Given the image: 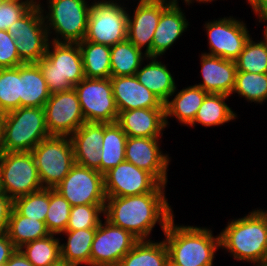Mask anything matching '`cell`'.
Returning <instances> with one entry per match:
<instances>
[{"instance_id":"4316f807","label":"cell","mask_w":267,"mask_h":266,"mask_svg":"<svg viewBox=\"0 0 267 266\" xmlns=\"http://www.w3.org/2000/svg\"><path fill=\"white\" fill-rule=\"evenodd\" d=\"M128 136L121 126L115 123H104L103 145L100 151V173L125 161V146Z\"/></svg>"},{"instance_id":"8992f818","label":"cell","mask_w":267,"mask_h":266,"mask_svg":"<svg viewBox=\"0 0 267 266\" xmlns=\"http://www.w3.org/2000/svg\"><path fill=\"white\" fill-rule=\"evenodd\" d=\"M48 14H43L48 35L53 30L52 42L79 43L84 40L91 5L86 0H47ZM52 28V29H51ZM60 35V37H59ZM63 39V40H62Z\"/></svg>"},{"instance_id":"681fc988","label":"cell","mask_w":267,"mask_h":266,"mask_svg":"<svg viewBox=\"0 0 267 266\" xmlns=\"http://www.w3.org/2000/svg\"><path fill=\"white\" fill-rule=\"evenodd\" d=\"M138 1H139L138 4H154V3H160V2H163V1H171V0H138Z\"/></svg>"},{"instance_id":"11a10c76","label":"cell","mask_w":267,"mask_h":266,"mask_svg":"<svg viewBox=\"0 0 267 266\" xmlns=\"http://www.w3.org/2000/svg\"><path fill=\"white\" fill-rule=\"evenodd\" d=\"M257 266H267V261H265V262H263V263H261V264H259Z\"/></svg>"},{"instance_id":"bcb514c9","label":"cell","mask_w":267,"mask_h":266,"mask_svg":"<svg viewBox=\"0 0 267 266\" xmlns=\"http://www.w3.org/2000/svg\"><path fill=\"white\" fill-rule=\"evenodd\" d=\"M4 266H33L23 253L17 249Z\"/></svg>"},{"instance_id":"ac0fdd59","label":"cell","mask_w":267,"mask_h":266,"mask_svg":"<svg viewBox=\"0 0 267 266\" xmlns=\"http://www.w3.org/2000/svg\"><path fill=\"white\" fill-rule=\"evenodd\" d=\"M168 2V3H167ZM172 1H163L154 4H138L134 10L133 18L128 15V35L127 39L148 57H152L153 35L158 26L163 10Z\"/></svg>"},{"instance_id":"8d00e7d4","label":"cell","mask_w":267,"mask_h":266,"mask_svg":"<svg viewBox=\"0 0 267 266\" xmlns=\"http://www.w3.org/2000/svg\"><path fill=\"white\" fill-rule=\"evenodd\" d=\"M20 108V65L0 69V111Z\"/></svg>"},{"instance_id":"7dc6e473","label":"cell","mask_w":267,"mask_h":266,"mask_svg":"<svg viewBox=\"0 0 267 266\" xmlns=\"http://www.w3.org/2000/svg\"><path fill=\"white\" fill-rule=\"evenodd\" d=\"M49 266H77V265L70 263L67 260L60 257L57 261L53 262Z\"/></svg>"},{"instance_id":"44dd1931","label":"cell","mask_w":267,"mask_h":266,"mask_svg":"<svg viewBox=\"0 0 267 266\" xmlns=\"http://www.w3.org/2000/svg\"><path fill=\"white\" fill-rule=\"evenodd\" d=\"M117 123L128 137H161L167 127L165 108H140L121 111Z\"/></svg>"},{"instance_id":"836d02e7","label":"cell","mask_w":267,"mask_h":266,"mask_svg":"<svg viewBox=\"0 0 267 266\" xmlns=\"http://www.w3.org/2000/svg\"><path fill=\"white\" fill-rule=\"evenodd\" d=\"M60 244V238L50 234L24 244L19 250L33 266H49L61 257Z\"/></svg>"},{"instance_id":"f6af8a7d","label":"cell","mask_w":267,"mask_h":266,"mask_svg":"<svg viewBox=\"0 0 267 266\" xmlns=\"http://www.w3.org/2000/svg\"><path fill=\"white\" fill-rule=\"evenodd\" d=\"M247 2H249L252 10L257 14L259 23L260 21L267 23V0H247ZM264 30H267V24Z\"/></svg>"},{"instance_id":"d590c367","label":"cell","mask_w":267,"mask_h":266,"mask_svg":"<svg viewBox=\"0 0 267 266\" xmlns=\"http://www.w3.org/2000/svg\"><path fill=\"white\" fill-rule=\"evenodd\" d=\"M233 93L245 97L249 102H264L267 100V73L236 71Z\"/></svg>"},{"instance_id":"ffe728a7","label":"cell","mask_w":267,"mask_h":266,"mask_svg":"<svg viewBox=\"0 0 267 266\" xmlns=\"http://www.w3.org/2000/svg\"><path fill=\"white\" fill-rule=\"evenodd\" d=\"M203 82L196 84L207 93L230 96L235 85L236 63L233 60L201 54Z\"/></svg>"},{"instance_id":"3957f363","label":"cell","mask_w":267,"mask_h":266,"mask_svg":"<svg viewBox=\"0 0 267 266\" xmlns=\"http://www.w3.org/2000/svg\"><path fill=\"white\" fill-rule=\"evenodd\" d=\"M219 235L220 247L227 249L234 259L256 266L267 261V226L257 210L228 222Z\"/></svg>"},{"instance_id":"6da1fadb","label":"cell","mask_w":267,"mask_h":266,"mask_svg":"<svg viewBox=\"0 0 267 266\" xmlns=\"http://www.w3.org/2000/svg\"><path fill=\"white\" fill-rule=\"evenodd\" d=\"M165 187L160 184L153 192L141 195L106 197L103 215L138 240H151L148 238L156 223L159 222L164 232L174 217L165 196Z\"/></svg>"},{"instance_id":"d4e9b609","label":"cell","mask_w":267,"mask_h":266,"mask_svg":"<svg viewBox=\"0 0 267 266\" xmlns=\"http://www.w3.org/2000/svg\"><path fill=\"white\" fill-rule=\"evenodd\" d=\"M50 92L37 63L20 65V107H44Z\"/></svg>"},{"instance_id":"f35d334b","label":"cell","mask_w":267,"mask_h":266,"mask_svg":"<svg viewBox=\"0 0 267 266\" xmlns=\"http://www.w3.org/2000/svg\"><path fill=\"white\" fill-rule=\"evenodd\" d=\"M13 208L22 216L45 223L49 208V189L43 188L37 192L14 199Z\"/></svg>"},{"instance_id":"e0dca14e","label":"cell","mask_w":267,"mask_h":266,"mask_svg":"<svg viewBox=\"0 0 267 266\" xmlns=\"http://www.w3.org/2000/svg\"><path fill=\"white\" fill-rule=\"evenodd\" d=\"M160 137H128L125 161L151 173L161 184H167L169 155L159 148Z\"/></svg>"},{"instance_id":"ee69618b","label":"cell","mask_w":267,"mask_h":266,"mask_svg":"<svg viewBox=\"0 0 267 266\" xmlns=\"http://www.w3.org/2000/svg\"><path fill=\"white\" fill-rule=\"evenodd\" d=\"M16 250L7 233L0 232V266H4Z\"/></svg>"},{"instance_id":"816d5d0a","label":"cell","mask_w":267,"mask_h":266,"mask_svg":"<svg viewBox=\"0 0 267 266\" xmlns=\"http://www.w3.org/2000/svg\"><path fill=\"white\" fill-rule=\"evenodd\" d=\"M164 266H179L178 264H176L173 260H171L169 257L167 259V261L165 262Z\"/></svg>"},{"instance_id":"30bf717a","label":"cell","mask_w":267,"mask_h":266,"mask_svg":"<svg viewBox=\"0 0 267 266\" xmlns=\"http://www.w3.org/2000/svg\"><path fill=\"white\" fill-rule=\"evenodd\" d=\"M73 88L77 93L86 122H117L119 113L115 104L110 78L85 77Z\"/></svg>"},{"instance_id":"c3c4849f","label":"cell","mask_w":267,"mask_h":266,"mask_svg":"<svg viewBox=\"0 0 267 266\" xmlns=\"http://www.w3.org/2000/svg\"><path fill=\"white\" fill-rule=\"evenodd\" d=\"M5 113L0 111V147L3 139V125H4Z\"/></svg>"},{"instance_id":"8fae6325","label":"cell","mask_w":267,"mask_h":266,"mask_svg":"<svg viewBox=\"0 0 267 266\" xmlns=\"http://www.w3.org/2000/svg\"><path fill=\"white\" fill-rule=\"evenodd\" d=\"M5 194L12 200L43 189L31 152H1Z\"/></svg>"},{"instance_id":"7a4b0ae2","label":"cell","mask_w":267,"mask_h":266,"mask_svg":"<svg viewBox=\"0 0 267 266\" xmlns=\"http://www.w3.org/2000/svg\"><path fill=\"white\" fill-rule=\"evenodd\" d=\"M164 242L169 258L179 266H213V259L220 247V235L197 226H182L169 221L164 231Z\"/></svg>"},{"instance_id":"52a82bcc","label":"cell","mask_w":267,"mask_h":266,"mask_svg":"<svg viewBox=\"0 0 267 266\" xmlns=\"http://www.w3.org/2000/svg\"><path fill=\"white\" fill-rule=\"evenodd\" d=\"M43 188L54 189L75 164L70 136L51 135L31 151Z\"/></svg>"},{"instance_id":"e575fe53","label":"cell","mask_w":267,"mask_h":266,"mask_svg":"<svg viewBox=\"0 0 267 266\" xmlns=\"http://www.w3.org/2000/svg\"><path fill=\"white\" fill-rule=\"evenodd\" d=\"M262 41L255 42L252 37L247 40L243 51L235 60L237 71L248 73H267V35Z\"/></svg>"},{"instance_id":"d6a6232c","label":"cell","mask_w":267,"mask_h":266,"mask_svg":"<svg viewBox=\"0 0 267 266\" xmlns=\"http://www.w3.org/2000/svg\"><path fill=\"white\" fill-rule=\"evenodd\" d=\"M96 228L81 230H66L68 239L66 244H60L61 258L77 266L85 264L90 266L91 247Z\"/></svg>"},{"instance_id":"db71d44e","label":"cell","mask_w":267,"mask_h":266,"mask_svg":"<svg viewBox=\"0 0 267 266\" xmlns=\"http://www.w3.org/2000/svg\"><path fill=\"white\" fill-rule=\"evenodd\" d=\"M257 211L265 218L266 226H267V210L257 209Z\"/></svg>"},{"instance_id":"cb8c5ba5","label":"cell","mask_w":267,"mask_h":266,"mask_svg":"<svg viewBox=\"0 0 267 266\" xmlns=\"http://www.w3.org/2000/svg\"><path fill=\"white\" fill-rule=\"evenodd\" d=\"M176 90L170 95L175 96L172 100H168L165 105V122L168 125V118L175 117L181 124L190 125L202 105L205 96L208 94L197 85L183 88L174 95Z\"/></svg>"},{"instance_id":"603a6c76","label":"cell","mask_w":267,"mask_h":266,"mask_svg":"<svg viewBox=\"0 0 267 266\" xmlns=\"http://www.w3.org/2000/svg\"><path fill=\"white\" fill-rule=\"evenodd\" d=\"M181 10L177 1L163 10L153 35L152 57L163 55L188 28L189 22Z\"/></svg>"},{"instance_id":"f5cc1de1","label":"cell","mask_w":267,"mask_h":266,"mask_svg":"<svg viewBox=\"0 0 267 266\" xmlns=\"http://www.w3.org/2000/svg\"><path fill=\"white\" fill-rule=\"evenodd\" d=\"M192 1L194 0H188L187 2H185L187 5H190V3H193ZM196 2H202V3H208V2H211V1H214V0H195Z\"/></svg>"},{"instance_id":"f907efd6","label":"cell","mask_w":267,"mask_h":266,"mask_svg":"<svg viewBox=\"0 0 267 266\" xmlns=\"http://www.w3.org/2000/svg\"><path fill=\"white\" fill-rule=\"evenodd\" d=\"M5 194L4 186H3V179H2V171H1V152H0V195Z\"/></svg>"},{"instance_id":"6f0895ef","label":"cell","mask_w":267,"mask_h":266,"mask_svg":"<svg viewBox=\"0 0 267 266\" xmlns=\"http://www.w3.org/2000/svg\"><path fill=\"white\" fill-rule=\"evenodd\" d=\"M5 0H0V5L4 3Z\"/></svg>"},{"instance_id":"f1b7e54d","label":"cell","mask_w":267,"mask_h":266,"mask_svg":"<svg viewBox=\"0 0 267 266\" xmlns=\"http://www.w3.org/2000/svg\"><path fill=\"white\" fill-rule=\"evenodd\" d=\"M169 257L164 240H139L120 260L118 266H164Z\"/></svg>"},{"instance_id":"ab89813d","label":"cell","mask_w":267,"mask_h":266,"mask_svg":"<svg viewBox=\"0 0 267 266\" xmlns=\"http://www.w3.org/2000/svg\"><path fill=\"white\" fill-rule=\"evenodd\" d=\"M105 204H85L71 207L66 230L97 228L104 214Z\"/></svg>"},{"instance_id":"4dcf8cb0","label":"cell","mask_w":267,"mask_h":266,"mask_svg":"<svg viewBox=\"0 0 267 266\" xmlns=\"http://www.w3.org/2000/svg\"><path fill=\"white\" fill-rule=\"evenodd\" d=\"M110 51L111 77L135 75L143 60H148V55L128 39L111 46Z\"/></svg>"},{"instance_id":"2e32d148","label":"cell","mask_w":267,"mask_h":266,"mask_svg":"<svg viewBox=\"0 0 267 266\" xmlns=\"http://www.w3.org/2000/svg\"><path fill=\"white\" fill-rule=\"evenodd\" d=\"M106 197H125L153 192L161 183L148 171L124 161L103 174Z\"/></svg>"},{"instance_id":"5b68a950","label":"cell","mask_w":267,"mask_h":266,"mask_svg":"<svg viewBox=\"0 0 267 266\" xmlns=\"http://www.w3.org/2000/svg\"><path fill=\"white\" fill-rule=\"evenodd\" d=\"M49 136L43 107H20L5 113L0 152H31Z\"/></svg>"},{"instance_id":"1f68e13d","label":"cell","mask_w":267,"mask_h":266,"mask_svg":"<svg viewBox=\"0 0 267 266\" xmlns=\"http://www.w3.org/2000/svg\"><path fill=\"white\" fill-rule=\"evenodd\" d=\"M228 97L225 94L208 93L189 126H195L197 123L205 127L218 126L236 119L237 114L225 103Z\"/></svg>"},{"instance_id":"7c38bea8","label":"cell","mask_w":267,"mask_h":266,"mask_svg":"<svg viewBox=\"0 0 267 266\" xmlns=\"http://www.w3.org/2000/svg\"><path fill=\"white\" fill-rule=\"evenodd\" d=\"M71 206L105 204L103 174L95 169L74 164L65 178L54 188Z\"/></svg>"},{"instance_id":"7402d4cb","label":"cell","mask_w":267,"mask_h":266,"mask_svg":"<svg viewBox=\"0 0 267 266\" xmlns=\"http://www.w3.org/2000/svg\"><path fill=\"white\" fill-rule=\"evenodd\" d=\"M104 123L86 122L71 136L75 163L100 172V151L103 145Z\"/></svg>"},{"instance_id":"60d3db41","label":"cell","mask_w":267,"mask_h":266,"mask_svg":"<svg viewBox=\"0 0 267 266\" xmlns=\"http://www.w3.org/2000/svg\"><path fill=\"white\" fill-rule=\"evenodd\" d=\"M33 5L30 0H5L0 5V30L7 31L8 27L20 19Z\"/></svg>"},{"instance_id":"83f0119b","label":"cell","mask_w":267,"mask_h":266,"mask_svg":"<svg viewBox=\"0 0 267 266\" xmlns=\"http://www.w3.org/2000/svg\"><path fill=\"white\" fill-rule=\"evenodd\" d=\"M6 233L17 249L28 242L50 235L46 223L22 216L14 208L11 210Z\"/></svg>"},{"instance_id":"b9f144b4","label":"cell","mask_w":267,"mask_h":266,"mask_svg":"<svg viewBox=\"0 0 267 266\" xmlns=\"http://www.w3.org/2000/svg\"><path fill=\"white\" fill-rule=\"evenodd\" d=\"M23 63L12 36L9 32L0 30V69L17 67Z\"/></svg>"},{"instance_id":"9a60e30c","label":"cell","mask_w":267,"mask_h":266,"mask_svg":"<svg viewBox=\"0 0 267 266\" xmlns=\"http://www.w3.org/2000/svg\"><path fill=\"white\" fill-rule=\"evenodd\" d=\"M43 109L50 135L71 136L86 123L74 88L51 94Z\"/></svg>"},{"instance_id":"9c48e42d","label":"cell","mask_w":267,"mask_h":266,"mask_svg":"<svg viewBox=\"0 0 267 266\" xmlns=\"http://www.w3.org/2000/svg\"><path fill=\"white\" fill-rule=\"evenodd\" d=\"M41 3L34 4L20 19L8 27L15 41L17 53L24 63H37L46 54L49 44Z\"/></svg>"},{"instance_id":"f546056e","label":"cell","mask_w":267,"mask_h":266,"mask_svg":"<svg viewBox=\"0 0 267 266\" xmlns=\"http://www.w3.org/2000/svg\"><path fill=\"white\" fill-rule=\"evenodd\" d=\"M87 78L111 77L110 46L83 40L78 43Z\"/></svg>"},{"instance_id":"484cf974","label":"cell","mask_w":267,"mask_h":266,"mask_svg":"<svg viewBox=\"0 0 267 266\" xmlns=\"http://www.w3.org/2000/svg\"><path fill=\"white\" fill-rule=\"evenodd\" d=\"M148 59L151 61L143 68H139L135 76L140 83L165 103L177 90L175 80L166 65L158 61L157 57H148Z\"/></svg>"},{"instance_id":"d6986e66","label":"cell","mask_w":267,"mask_h":266,"mask_svg":"<svg viewBox=\"0 0 267 266\" xmlns=\"http://www.w3.org/2000/svg\"><path fill=\"white\" fill-rule=\"evenodd\" d=\"M118 113L140 108H165L153 92L138 81L135 75L110 77Z\"/></svg>"},{"instance_id":"ba28073f","label":"cell","mask_w":267,"mask_h":266,"mask_svg":"<svg viewBox=\"0 0 267 266\" xmlns=\"http://www.w3.org/2000/svg\"><path fill=\"white\" fill-rule=\"evenodd\" d=\"M125 9L114 0L92 3L84 40L110 47L127 40L129 13Z\"/></svg>"},{"instance_id":"5bb4252c","label":"cell","mask_w":267,"mask_h":266,"mask_svg":"<svg viewBox=\"0 0 267 266\" xmlns=\"http://www.w3.org/2000/svg\"><path fill=\"white\" fill-rule=\"evenodd\" d=\"M211 56L235 61L250 38L246 24L232 16L205 23Z\"/></svg>"},{"instance_id":"4fadbf2b","label":"cell","mask_w":267,"mask_h":266,"mask_svg":"<svg viewBox=\"0 0 267 266\" xmlns=\"http://www.w3.org/2000/svg\"><path fill=\"white\" fill-rule=\"evenodd\" d=\"M138 241L125 229L101 220L92 242L90 266H118Z\"/></svg>"},{"instance_id":"74e56055","label":"cell","mask_w":267,"mask_h":266,"mask_svg":"<svg viewBox=\"0 0 267 266\" xmlns=\"http://www.w3.org/2000/svg\"><path fill=\"white\" fill-rule=\"evenodd\" d=\"M70 203L55 189H49V208L45 223L50 234L55 236L66 231L68 225Z\"/></svg>"},{"instance_id":"9f6ffc18","label":"cell","mask_w":267,"mask_h":266,"mask_svg":"<svg viewBox=\"0 0 267 266\" xmlns=\"http://www.w3.org/2000/svg\"><path fill=\"white\" fill-rule=\"evenodd\" d=\"M33 4H39V2H36V0H30Z\"/></svg>"},{"instance_id":"277c9868","label":"cell","mask_w":267,"mask_h":266,"mask_svg":"<svg viewBox=\"0 0 267 266\" xmlns=\"http://www.w3.org/2000/svg\"><path fill=\"white\" fill-rule=\"evenodd\" d=\"M37 64L50 94L69 91L85 78L78 43L50 41L45 56Z\"/></svg>"},{"instance_id":"7bdbcfd3","label":"cell","mask_w":267,"mask_h":266,"mask_svg":"<svg viewBox=\"0 0 267 266\" xmlns=\"http://www.w3.org/2000/svg\"><path fill=\"white\" fill-rule=\"evenodd\" d=\"M13 208V200L6 194L0 195V232H6L11 210Z\"/></svg>"}]
</instances>
